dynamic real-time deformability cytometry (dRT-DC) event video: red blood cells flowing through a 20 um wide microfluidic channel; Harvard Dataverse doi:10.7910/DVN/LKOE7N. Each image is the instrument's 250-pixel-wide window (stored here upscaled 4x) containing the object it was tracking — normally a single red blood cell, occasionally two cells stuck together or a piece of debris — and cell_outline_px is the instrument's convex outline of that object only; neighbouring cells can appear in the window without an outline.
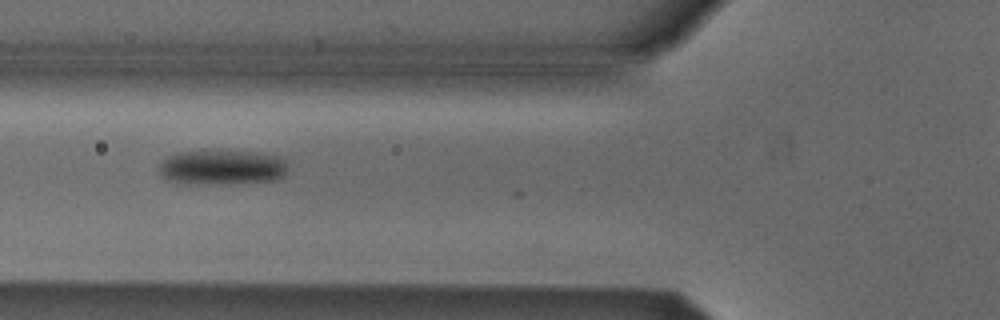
{"species": "Egyptian fruit bat (a non-hibernating species)", "species_latin": "Rousettus aegyptiacus", "temperature_condition": "cold", "stored_images_in_passage": 8, "camera_frame_rate_fps": 3000, "um_per_image_px": 0.085, "animal": {"sex": "male"}, "frame": {"image": 1, "passage_image": 4, "time_ms": 3.333, "image_size_px": [1000, 320], "cell_outline_px": [[288, 168], [284, 176], [276, 180], [228, 184], [172, 184], [164, 180], [160, 176], [160, 164], [168, 156], [176, 152], [200, 148], [204, 148], [256, 152], [276, 156], [288, 160]], "centroid_in_image_um": [18.81, 14.2], "position_along_channel_um": 107.0, "area_um2": 27.74}}
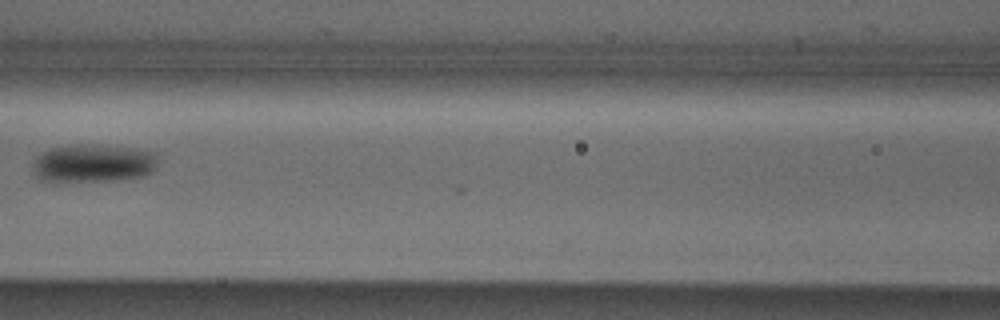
{"frame": {"image": 2, "passage_image": 5, "time_ms": 4.667, "image_size_px": [1000, 320], "cell_outline_px": [[156, 164], [152, 172], [140, 176], [112, 180], [44, 180], [36, 176], [36, 160], [48, 148], [76, 144], [96, 144], [136, 148], [156, 152]], "centroid_in_image_um": [8.0, 13.83], "position_along_channel_um": 158.6, "area_um2": 27.11}}
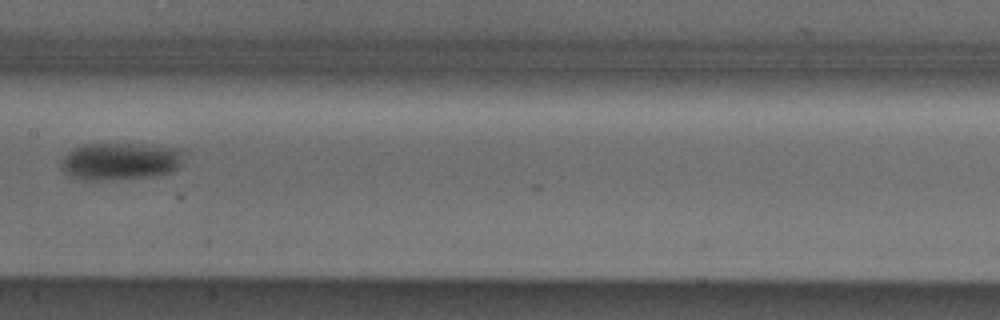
{"frame": {"image": 3, "passage_image": 6, "time_ms": 5.667, "image_size_px": [1000, 320], "cell_outline_px": [[184, 152], [180, 164], [172, 172], [148, 176], [100, 180], [84, 180], [68, 176], [60, 168], [60, 160], [68, 152], [84, 144], [140, 144], [180, 148]], "centroid_in_image_um": [10.18, 13.7], "position_along_channel_um": 197.2, "area_um2": 26.59}}